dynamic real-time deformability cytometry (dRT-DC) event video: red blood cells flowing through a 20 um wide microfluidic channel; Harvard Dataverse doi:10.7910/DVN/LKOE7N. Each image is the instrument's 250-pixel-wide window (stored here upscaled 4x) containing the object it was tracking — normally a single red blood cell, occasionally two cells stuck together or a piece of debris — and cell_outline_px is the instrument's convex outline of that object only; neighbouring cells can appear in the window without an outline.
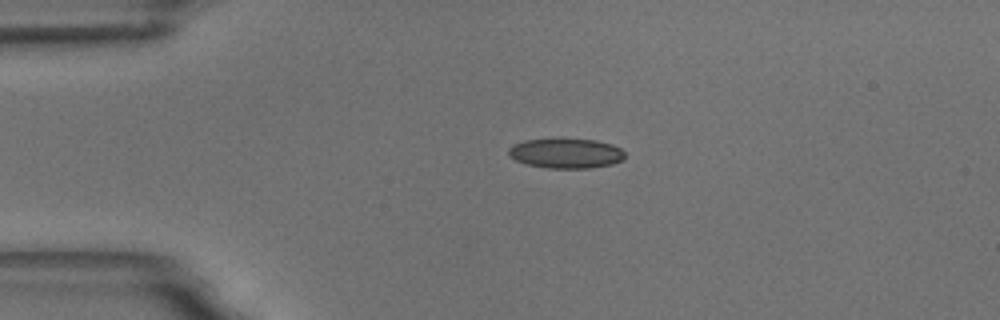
{"species": "common noctule bat (a hibernating species)", "species_latin": "Nyctalus noctula", "temperature_condition": "room temperature", "stored_images_in_passage": 46, "camera_frame_rate_fps": 3000, "um_per_image_px": 0.085, "animal": {"sex": "male", "body_mass_g": 18.8}, "frame": {"image": 1, "passage_image": 1, "time_ms": 0.0, "image_size_px": [1000, 320], "cell_outline_px": [[624, 160], [612, 164], [588, 168], [548, 168], [528, 164], [516, 160], [508, 156], [508, 148], [512, 144], [524, 140], [596, 140], [612, 144], [620, 148], [624, 152]], "centroid_in_image_um": [48.1, 13.04], "position_along_channel_um": 36.9, "area_um2": 20.0}}
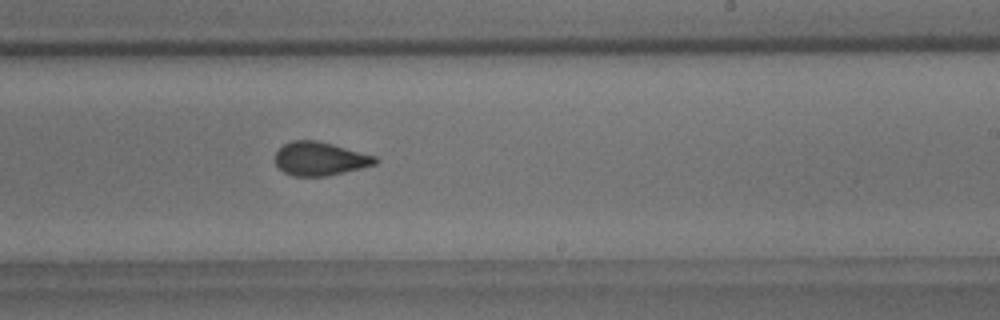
{"frame": {"image": 2, "passage_image": 23, "time_ms": 7.333, "image_size_px": [1000, 320], "cell_outline_px": [[380, 160], [376, 164], [328, 176], [292, 176], [284, 172], [276, 164], [276, 152], [284, 144], [292, 140], [316, 140], [332, 144], [376, 156]], "centroid_in_image_um": [27.21, 13.49], "position_along_channel_um": 261.8, "area_um2": 19.48}}
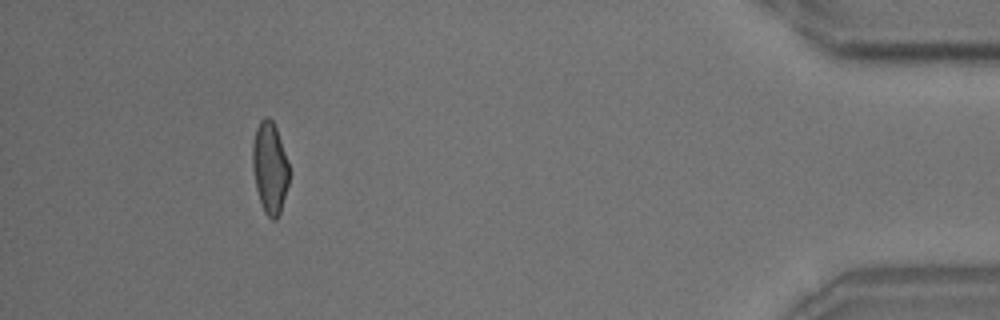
{"frame": {"image": 3, "passage_image": 41, "time_ms": 13.333, "image_size_px": [1000, 320], "cell_outline_px": [[288, 184], [280, 212], [276, 220], [272, 220], [264, 212], [256, 188], [252, 168], [252, 144], [256, 128], [260, 120], [264, 116], [268, 116], [272, 120], [276, 128], [288, 164]], "centroid_in_image_um": [22.91, 14.24], "position_along_channel_um": 412.3, "area_um2": 19.31}, "authors_computed_cell_mechanics": {"area_um2": 19.9988, "velocity_mm_per_s": 3.5077, "shape_relaxation_time_tau1_ms": 4.8798, "shape_relaxation_time_tau2_ms": 1.2775, "deformation_change_tau1": 0.1321, "deformation_change_tau2": 0.079}}